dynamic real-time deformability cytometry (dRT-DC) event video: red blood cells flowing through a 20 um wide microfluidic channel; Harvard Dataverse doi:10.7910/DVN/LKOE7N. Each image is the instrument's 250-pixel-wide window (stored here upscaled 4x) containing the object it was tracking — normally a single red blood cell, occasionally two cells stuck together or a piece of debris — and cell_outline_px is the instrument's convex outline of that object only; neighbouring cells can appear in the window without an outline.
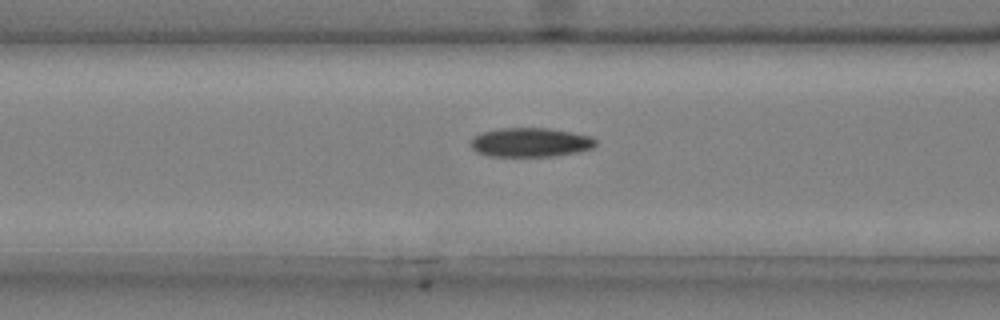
{"species": "common noctule bat (a hibernating species)", "species_latin": "Nyctalus noctula", "temperature_condition": "cold", "stored_images_in_passage": 33, "camera_frame_rate_fps": 3000, "um_per_image_px": 0.085, "animal": {"sex": "male", "body_mass_g": 20.4}, "frame": {"image": 1, "passage_image": 6, "time_ms": 1.667, "image_size_px": [1000, 320], "cell_outline_px": [[596, 144], [592, 148], [576, 152], [552, 156], [488, 156], [476, 152], [472, 148], [472, 136], [480, 132], [500, 128], [548, 128], [588, 136], [596, 140]], "centroid_in_image_um": [45.02, 12.1], "position_along_channel_um": 121.6, "area_um2": 21.04}}
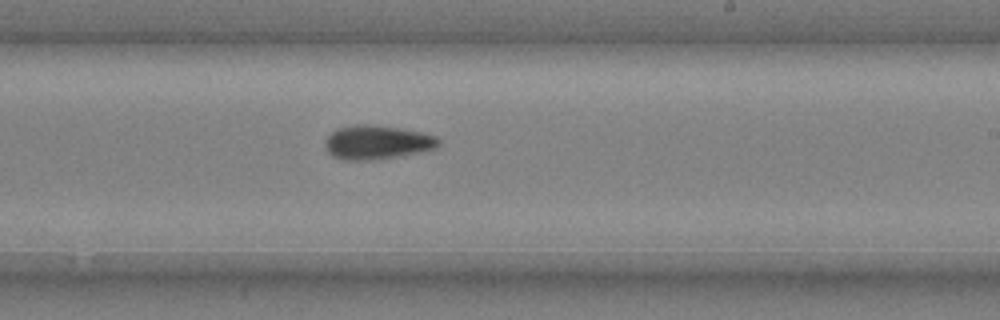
{"frame": {"image": 2, "passage_image": 17, "time_ms": 5.333, "image_size_px": [1000, 320], "cell_outline_px": [[440, 144], [436, 148], [400, 156], [376, 160], [340, 160], [332, 156], [328, 152], [324, 144], [324, 140], [336, 128], [352, 124], [368, 124], [400, 128], [420, 132], [436, 136], [440, 140]], "centroid_in_image_um": [32.01, 12.1], "position_along_channel_um": 257.0, "area_um2": 22.72}}
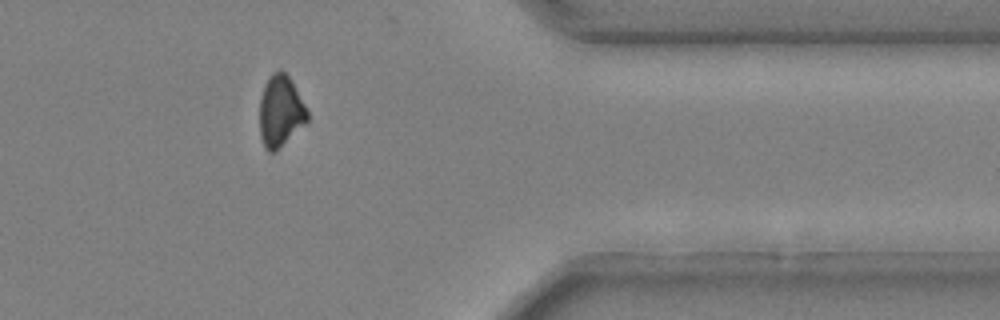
{"frame": {"image": 3, "passage_image": 29, "time_ms": 9.333, "image_size_px": [1000, 320], "cell_outline_px": [[308, 120], [272, 152], [268, 152], [264, 148], [260, 136], [260, 96], [264, 84], [268, 76], [272, 72], [280, 68], [288, 76], [304, 104], [308, 112]], "centroid_in_image_um": [23.79, 9.39], "position_along_channel_um": 387.6, "area_um2": 19.42}}